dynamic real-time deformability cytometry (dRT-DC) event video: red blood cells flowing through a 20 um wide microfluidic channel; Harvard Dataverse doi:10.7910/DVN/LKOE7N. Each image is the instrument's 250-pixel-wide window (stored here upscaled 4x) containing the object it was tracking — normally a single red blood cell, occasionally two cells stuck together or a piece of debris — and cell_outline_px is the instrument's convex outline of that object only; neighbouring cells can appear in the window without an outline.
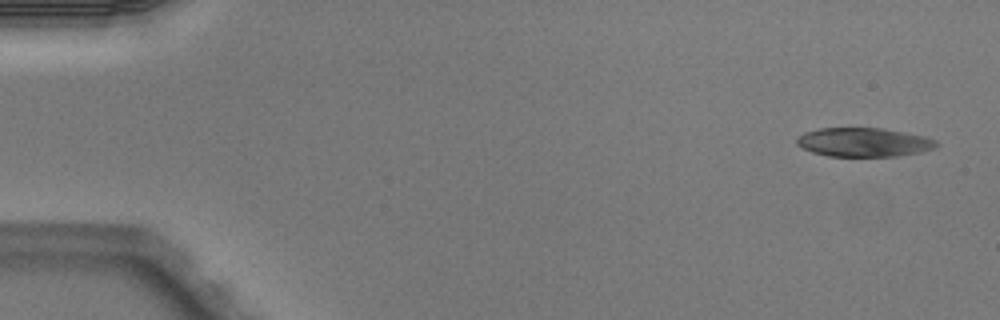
{"species": "Egyptian fruit bat (a non-hibernating species)", "species_latin": "Rousettus aegyptiacus", "temperature_condition": "warm", "stored_images_in_passage": 4, "camera_frame_rate_fps": 3000, "um_per_image_px": 0.085, "animal": {"sex": "male"}, "frame": {"image": 1, "passage_image": 1, "time_ms": 0.0, "image_size_px": [1000, 320], "cell_outline_px": [[940, 144], [936, 148], [920, 152], [896, 156], [828, 156], [812, 152], [796, 144], [796, 136], [804, 132], [820, 128], [880, 128], [904, 132], [924, 136], [936, 140]], "centroid_in_image_um": [73.41, 12.09], "position_along_channel_um": 11.6, "area_um2": 23.58}}
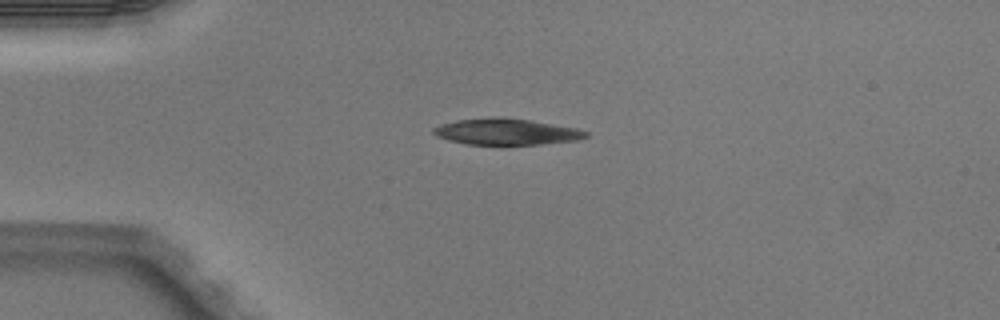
{"frame": {"image": 2, "passage_image": 4, "time_ms": 1.0, "image_size_px": [1000, 320], "cell_outline_px": [[588, 136], [580, 140], [540, 144], [464, 144], [448, 140], [436, 136], [432, 132], [432, 128], [440, 124], [456, 120], [496, 116], [528, 120], [576, 128], [588, 132]], "centroid_in_image_um": [43.0, 11.19], "position_along_channel_um": 42.0, "area_um2": 23.29}}